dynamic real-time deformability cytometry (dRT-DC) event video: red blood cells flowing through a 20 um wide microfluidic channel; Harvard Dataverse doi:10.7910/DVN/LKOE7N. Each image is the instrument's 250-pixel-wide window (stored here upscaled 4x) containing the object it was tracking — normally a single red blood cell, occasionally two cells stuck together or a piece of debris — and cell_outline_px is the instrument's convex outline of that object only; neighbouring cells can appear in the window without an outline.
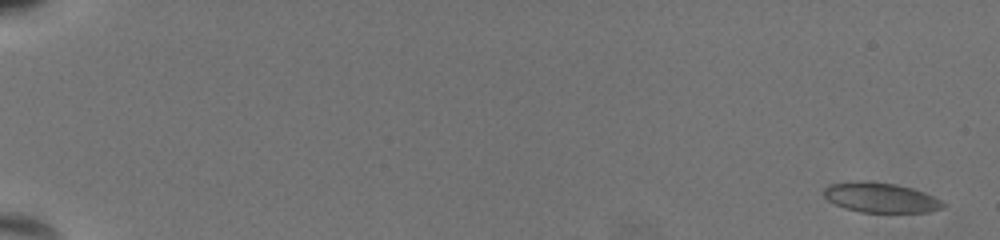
{"species": "common noctule bat (a hibernating species)", "species_latin": "Nyctalus noctula", "temperature_condition": "warm", "stored_images_in_passage": 58, "camera_frame_rate_fps": 3000, "um_per_image_px": 0.085, "animal": {"sex": "female", "body_mass_g": 19.5, "forearm_length_mm": 54.1}, "frame": {"image": 1, "passage_image": 1, "time_ms": 0.0, "image_size_px": [1000, 240], "cell_outline_px": [[944, 208], [928, 212], [860, 212], [844, 208], [828, 200], [824, 196], [824, 188], [828, 184], [860, 180], [868, 180], [892, 184], [912, 188], [932, 196], [940, 200], [944, 204]], "centroid_in_image_um": [74.81, 16.79], "position_along_channel_um": 10.2, "area_um2": 20.69}}
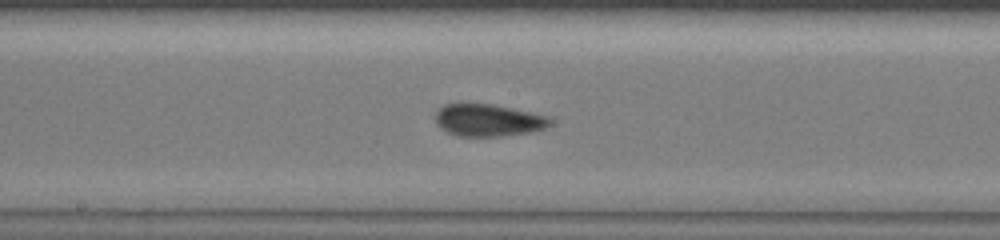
{"frame": {"image": 2, "passage_image": 34, "time_ms": 11.0, "image_size_px": [1000, 240], "cell_outline_px": [[552, 124], [544, 128], [532, 132], [504, 136], [456, 136], [440, 128], [436, 124], [436, 112], [444, 104], [492, 104], [512, 108], [548, 116], [552, 120]], "centroid_in_image_um": [41.51, 10.23], "position_along_channel_um": 206.7, "area_um2": 21.56}}
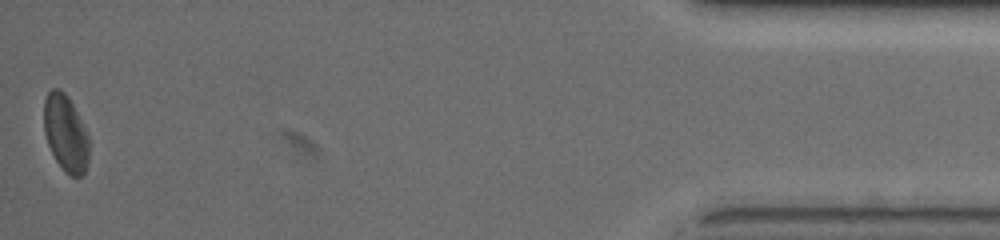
{"frame": {"image": 3, "passage_image": 58, "time_ms": 19.0, "image_size_px": [1000, 240], "cell_outline_px": [[88, 164], [84, 176], [72, 176], [64, 172], [56, 160], [48, 144], [44, 132], [44, 100], [48, 92], [52, 88], [60, 88], [68, 96], [88, 136]], "centroid_in_image_um": [5.57, 11.34], "position_along_channel_um": 429.6, "area_um2": 20.06}, "authors_computed_cell_mechanics": {"area_um2": 20.5768, "velocity_mm_per_s": 3.727, "shape_relaxation_time_tau1_ms": 6.2132, "shape_relaxation_time_tau2_ms": 1.229, "deformation_change_tau1": 0.1409, "deformation_change_tau2": 0.0501}}